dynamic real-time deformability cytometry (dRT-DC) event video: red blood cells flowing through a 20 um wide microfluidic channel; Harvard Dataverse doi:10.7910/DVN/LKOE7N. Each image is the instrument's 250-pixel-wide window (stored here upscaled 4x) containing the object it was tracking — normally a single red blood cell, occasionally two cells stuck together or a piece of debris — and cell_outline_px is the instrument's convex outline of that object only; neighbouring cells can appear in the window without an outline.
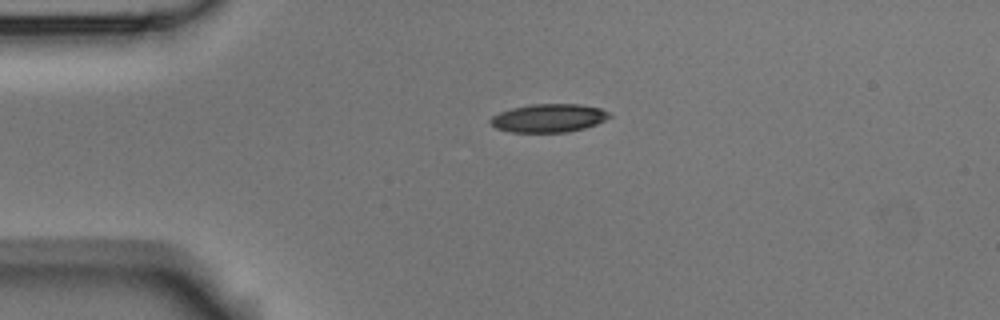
{"species": "Egyptian fruit bat (a non-hibernating species)", "species_latin": "Rousettus aegyptiacus", "temperature_condition": "room temperature", "stored_images_in_passage": 1, "camera_frame_rate_fps": 3000, "um_per_image_px": 0.085, "animal": {"sex": "male"}, "frame": {"image": 1, "passage_image": 1, "time_ms": 0.0, "image_size_px": [1000, 320], "cell_outline_px": [[612, 116], [596, 124], [584, 128], [568, 132], [508, 132], [496, 128], [488, 120], [492, 116], [500, 112], [512, 108], [528, 104], [580, 104], [600, 108], [608, 112]], "centroid_in_image_um": [46.62, 10.03], "position_along_channel_um": 38.4, "area_um2": 19.65}}